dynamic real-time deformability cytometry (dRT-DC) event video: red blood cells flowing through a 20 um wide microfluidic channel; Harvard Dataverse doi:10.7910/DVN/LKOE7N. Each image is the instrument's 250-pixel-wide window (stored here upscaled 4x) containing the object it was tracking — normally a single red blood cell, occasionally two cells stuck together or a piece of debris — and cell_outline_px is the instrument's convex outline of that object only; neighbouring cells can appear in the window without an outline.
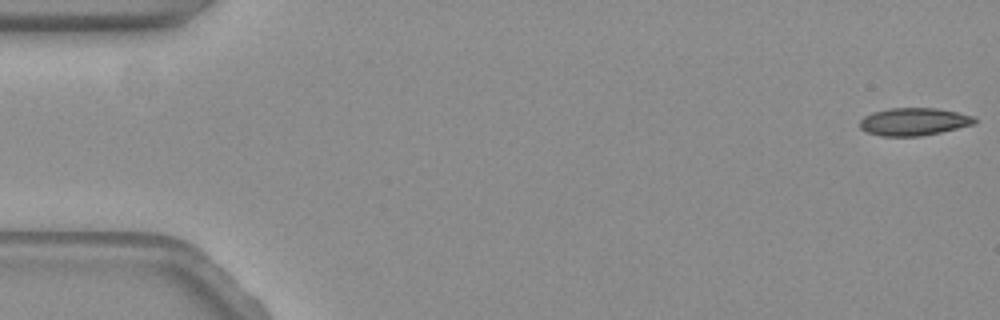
{"species": "common noctule bat (a hibernating species)", "species_latin": "Nyctalus noctula", "temperature_condition": "warm", "stored_images_in_passage": 10, "camera_frame_rate_fps": 3000, "um_per_image_px": 0.085, "animal": {"sex": "female", "body_mass_g": 19.3, "forearm_length_mm": 54.1}, "frame": {"image": 1, "passage_image": 1, "time_ms": 0.0, "image_size_px": [1000, 320], "cell_outline_px": [[976, 124], [940, 132], [920, 136], [880, 136], [868, 132], [860, 128], [860, 120], [864, 116], [872, 112], [888, 108], [936, 108], [976, 116]], "centroid_in_image_um": [77.68, 10.34], "position_along_channel_um": 7.3, "area_um2": 18.55}}